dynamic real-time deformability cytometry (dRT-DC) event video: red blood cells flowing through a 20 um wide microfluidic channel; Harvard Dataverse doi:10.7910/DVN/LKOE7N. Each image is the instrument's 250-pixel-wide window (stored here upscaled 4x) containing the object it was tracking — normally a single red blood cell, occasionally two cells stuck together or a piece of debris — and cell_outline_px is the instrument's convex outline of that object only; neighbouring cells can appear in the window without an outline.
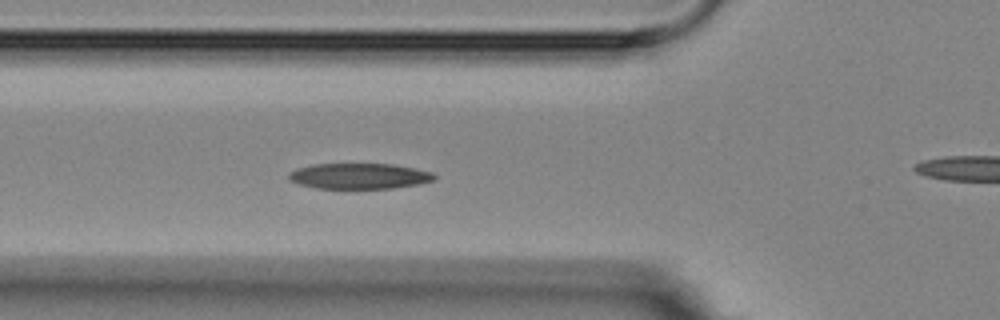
{"species": "Egyptian fruit bat (a non-hibernating species)", "species_latin": "Rousettus aegyptiacus", "temperature_condition": "room temperature", "stored_images_in_passage": 5, "segment_of_instrument_passage": [1, 2], "camera_frame_rate_fps": 3000, "um_per_image_px": 0.085, "animal": {"sex": "female"}, "frame": {"image": 1, "passage_image": 4, "time_ms": 3.333, "image_size_px": [1000, 320], "cell_outline_px": [[436, 176], [432, 180], [420, 184], [392, 188], [316, 188], [300, 184], [288, 180], [288, 172], [296, 168], [312, 164], [392, 164], [432, 172]], "centroid_in_image_um": [30.48, 14.96], "position_along_channel_um": 95.3, "area_um2": 21.68}}